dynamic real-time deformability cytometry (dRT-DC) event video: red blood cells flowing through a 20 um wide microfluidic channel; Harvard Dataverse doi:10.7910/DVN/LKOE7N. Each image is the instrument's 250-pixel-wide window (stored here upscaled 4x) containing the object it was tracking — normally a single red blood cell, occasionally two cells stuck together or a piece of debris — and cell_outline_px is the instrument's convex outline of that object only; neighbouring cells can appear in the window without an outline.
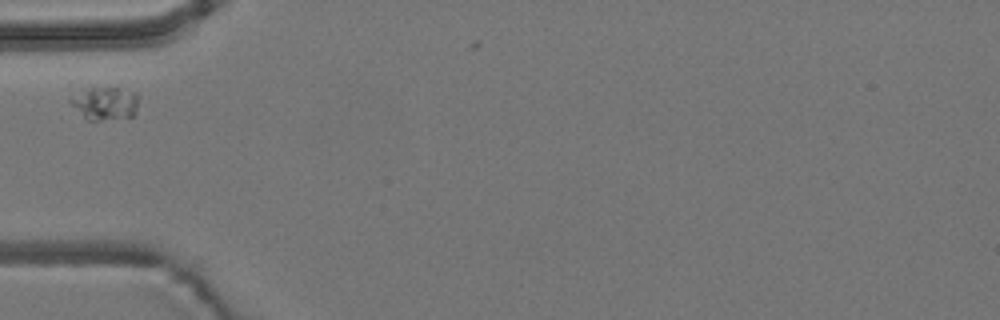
{"species": "common noctule bat (a hibernating species)", "species_latin": "Nyctalus noctula", "temperature_condition": "room temperature", "stored_images_in_passage": 6, "camera_frame_rate_fps": 3000, "um_per_image_px": 0.085, "animal": {"sex": "male", "body_mass_g": 19.2, "forearm_length_mm": 51.8}, "frame": {"image": 1, "passage_image": 4, "time_ms": 3.667, "image_size_px": [1000, 320], "cell_outline_px": [[136, 112], [132, 116], [100, 120], [88, 120], [68, 100], [68, 96], [88, 88], [116, 88], [136, 92]], "centroid_in_image_um": [8.89, 8.77], "position_along_channel_um": 76.1, "area_um2": 12.77}}
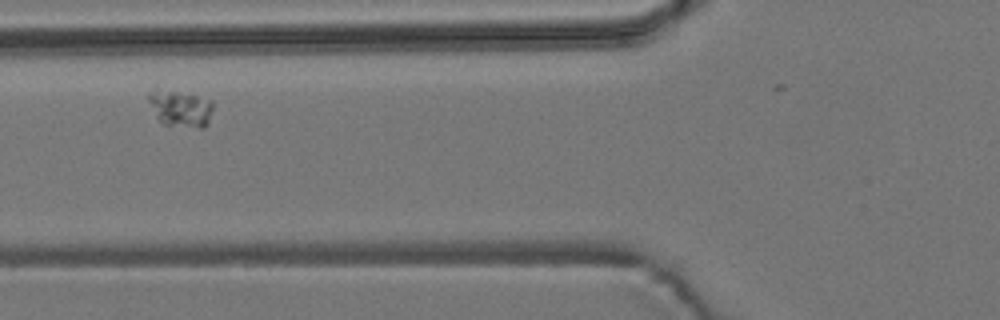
{"frame": {"image": 2, "passage_image": 5, "time_ms": 4.667, "image_size_px": [1000, 320], "cell_outline_px": [[212, 112], [208, 124], [204, 128], [200, 128], [164, 124], [156, 116], [148, 100], [148, 96], [152, 88], [156, 88], [196, 96], [212, 100]], "centroid_in_image_um": [15.34, 9.22], "position_along_channel_um": 110.5, "area_um2": 13.58}}